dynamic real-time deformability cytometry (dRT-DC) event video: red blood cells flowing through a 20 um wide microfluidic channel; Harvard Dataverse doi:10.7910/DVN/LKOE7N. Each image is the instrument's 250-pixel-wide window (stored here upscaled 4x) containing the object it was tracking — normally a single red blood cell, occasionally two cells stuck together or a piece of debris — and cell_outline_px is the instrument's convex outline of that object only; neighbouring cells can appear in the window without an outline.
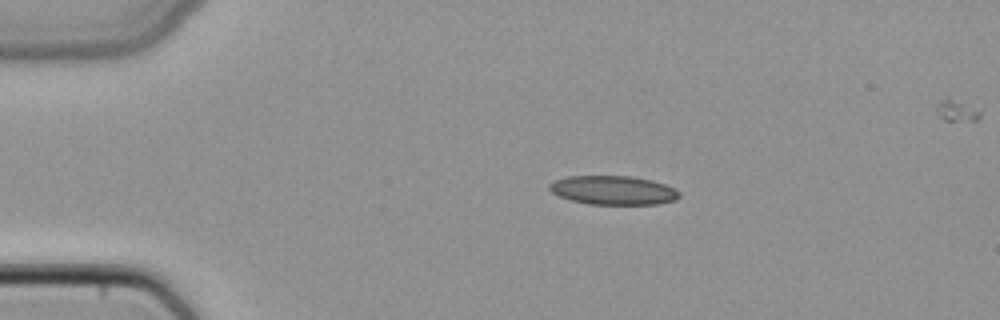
{"species": "common noctule bat (a hibernating species)", "species_latin": "Nyctalus noctula", "temperature_condition": "cold", "stored_images_in_passage": 4, "camera_frame_rate_fps": 3000, "um_per_image_px": 0.085, "animal": {"sex": "female", "body_mass_g": 22.7, "forearm_length_mm": 54.2}, "frame": {"image": 1, "passage_image": 2, "time_ms": 0.333, "image_size_px": [1000, 320], "cell_outline_px": [[680, 196], [676, 200], [656, 204], [588, 204], [572, 200], [560, 196], [552, 192], [548, 188], [548, 184], [556, 180], [568, 176], [632, 176], [652, 180], [664, 184], [680, 192]], "centroid_in_image_um": [52.12, 16.17], "position_along_channel_um": 32.9, "area_um2": 21.79}}
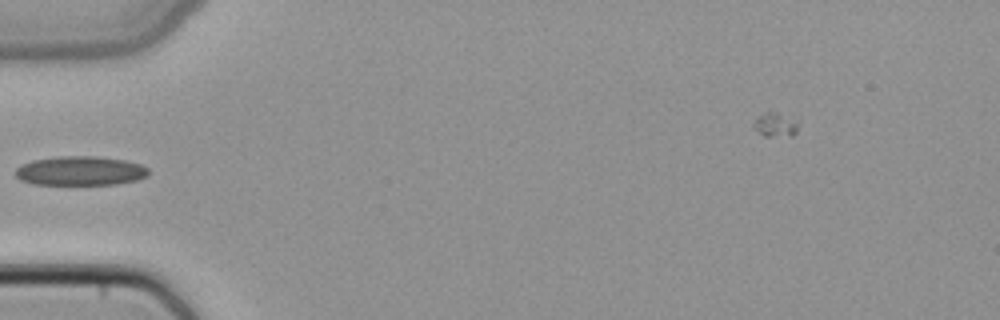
{"frame": {"image": 2, "passage_image": 4, "time_ms": 1.0, "image_size_px": [1000, 320], "cell_outline_px": [[148, 176], [136, 180], [116, 184], [32, 184], [20, 180], [16, 176], [16, 168], [20, 164], [32, 160], [56, 156], [96, 156], [124, 160], [140, 164], [148, 168]], "centroid_in_image_um": [6.8, 14.51], "position_along_channel_um": 78.2, "area_um2": 22.72}}